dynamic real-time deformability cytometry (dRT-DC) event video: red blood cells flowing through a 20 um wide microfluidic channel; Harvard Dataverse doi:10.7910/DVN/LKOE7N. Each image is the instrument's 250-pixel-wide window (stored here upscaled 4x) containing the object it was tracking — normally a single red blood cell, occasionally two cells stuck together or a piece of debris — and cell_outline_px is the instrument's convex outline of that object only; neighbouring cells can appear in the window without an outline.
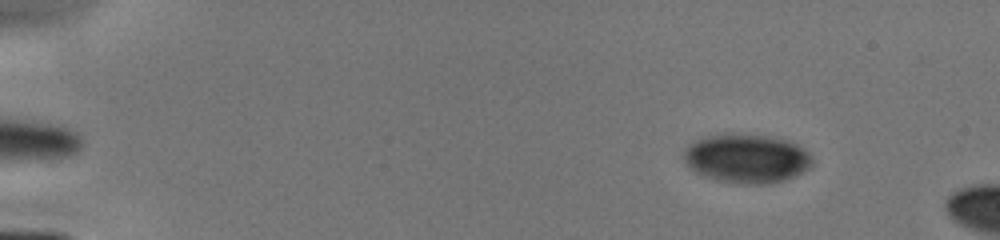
{"species": "human", "species_latin": "Homo sapiens", "temperature_condition": "cold", "stored_images_in_passage": 11, "camera_frame_rate_fps": 3000, "um_per_image_px": 0.085, "donor": {"sex": "male"}, "frame": {"image": 1, "passage_image": 3, "time_ms": 0.333, "image_size_px": [1000, 240], "cell_outline_px": [[812, 164], [808, 168], [784, 180], [768, 184], [740, 184], [716, 180], [704, 176], [688, 168], [684, 160], [684, 148], [688, 144], [704, 136], [716, 132], [732, 132], [768, 136], [788, 140], [804, 148], [808, 152], [812, 160]], "centroid_in_image_um": [63.4, 13.44], "position_along_channel_um": 21.6, "area_um2": 37.28}}